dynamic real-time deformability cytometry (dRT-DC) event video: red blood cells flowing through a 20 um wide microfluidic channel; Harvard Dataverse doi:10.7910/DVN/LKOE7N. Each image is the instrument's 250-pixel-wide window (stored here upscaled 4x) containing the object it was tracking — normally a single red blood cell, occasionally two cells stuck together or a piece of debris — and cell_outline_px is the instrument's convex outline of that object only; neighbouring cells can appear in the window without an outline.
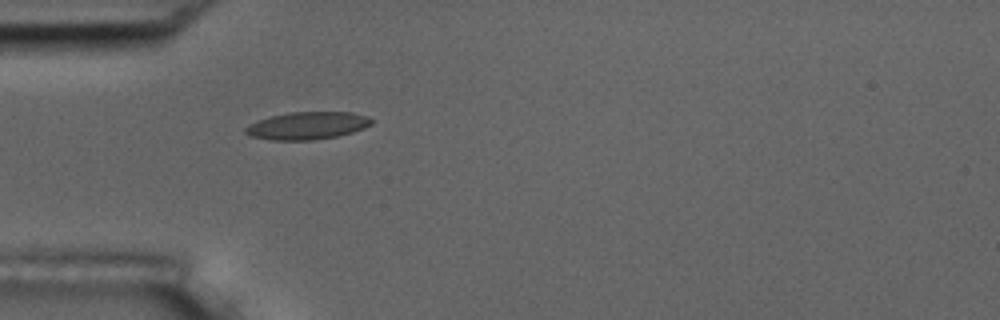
{"species": "common noctule bat (a hibernating species)", "species_latin": "Nyctalus noctula", "temperature_condition": "room temperature", "stored_images_in_passage": 1, "camera_frame_rate_fps": 3000, "um_per_image_px": 0.085, "animal": {"sex": "male", "body_mass_g": 17.5, "forearm_length_mm": 52.3}, "frame": {"image": 1, "passage_image": 1, "time_ms": 0.0, "image_size_px": [1000, 320], "cell_outline_px": [[372, 124], [364, 128], [352, 132], [336, 136], [312, 140], [272, 140], [252, 136], [244, 132], [244, 128], [248, 124], [256, 120], [268, 116], [288, 112], [352, 112], [368, 116], [372, 120]], "centroid_in_image_um": [26.09, 10.67], "position_along_channel_um": 58.9, "area_um2": 20.35}}